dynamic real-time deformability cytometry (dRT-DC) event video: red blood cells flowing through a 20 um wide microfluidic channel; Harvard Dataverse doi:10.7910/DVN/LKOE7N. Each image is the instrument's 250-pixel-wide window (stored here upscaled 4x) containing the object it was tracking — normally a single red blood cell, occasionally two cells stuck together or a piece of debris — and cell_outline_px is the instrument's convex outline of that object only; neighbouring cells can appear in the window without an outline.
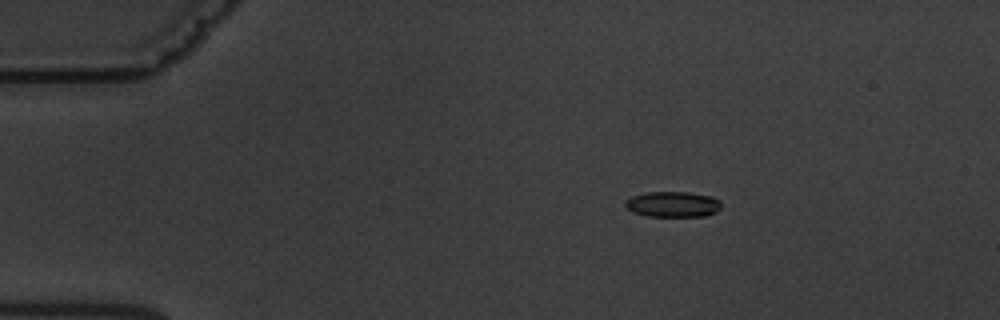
{"species": "common noctule bat (a hibernating species)", "species_latin": "Nyctalus noctula", "temperature_condition": "warm", "stored_images_in_passage": 6, "camera_frame_rate_fps": 3000, "um_per_image_px": 0.085, "animal": {"sex": "male", "body_mass_g": 19.5, "forearm_length_mm": 54.6}, "frame": {"image": 1, "passage_image": 3, "time_ms": 2.333, "image_size_px": [1000, 320], "cell_outline_px": [[720, 208], [716, 212], [708, 216], [648, 216], [632, 212], [624, 204], [624, 200], [632, 196], [644, 192], [688, 192], [712, 196], [720, 200]], "centroid_in_image_um": [57.18, 17.36], "position_along_channel_um": 27.8, "area_um2": 14.45}}
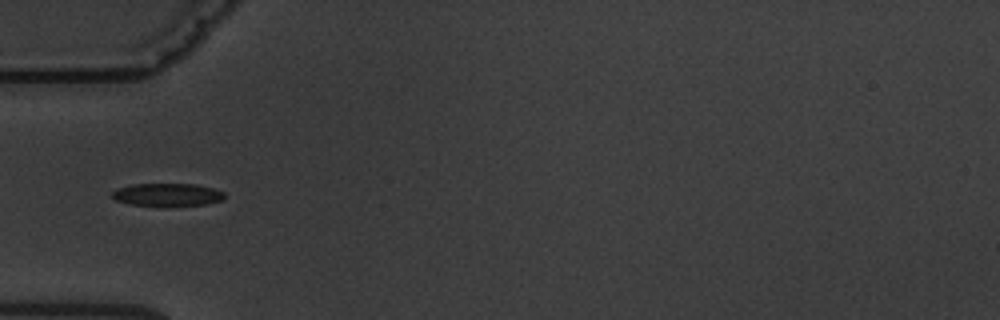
{"frame": {"image": 2, "passage_image": 5, "time_ms": 5.333, "image_size_px": [1000, 320], "cell_outline_px": [[224, 200], [208, 204], [168, 208], [132, 204], [116, 200], [108, 196], [116, 188], [132, 184], [196, 184], [212, 188], [224, 192]], "centroid_in_image_um": [14.22, 16.58], "position_along_channel_um": 70.8, "area_um2": 15.61}}
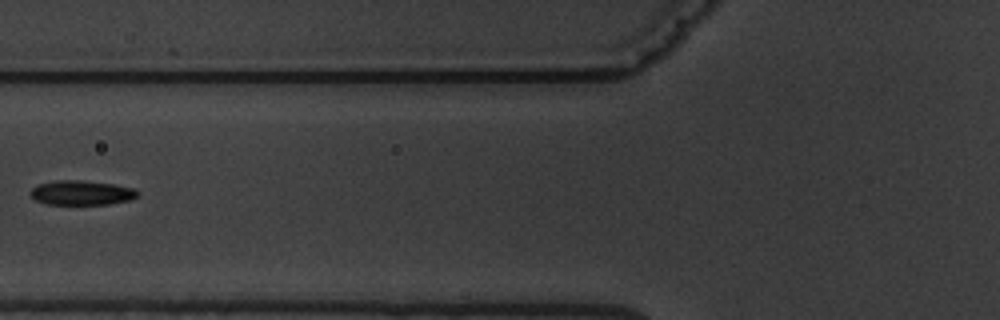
{"frame": {"image": 3, "passage_image": 6, "time_ms": 6.667, "image_size_px": [1000, 320], "cell_outline_px": [[140, 196], [132, 200], [108, 204], [44, 204], [32, 200], [28, 192], [32, 188], [40, 184], [56, 180], [76, 180], [112, 184], [132, 188], [140, 192]], "centroid_in_image_um": [6.91, 16.4], "position_along_channel_um": 118.9, "area_um2": 15.49}}